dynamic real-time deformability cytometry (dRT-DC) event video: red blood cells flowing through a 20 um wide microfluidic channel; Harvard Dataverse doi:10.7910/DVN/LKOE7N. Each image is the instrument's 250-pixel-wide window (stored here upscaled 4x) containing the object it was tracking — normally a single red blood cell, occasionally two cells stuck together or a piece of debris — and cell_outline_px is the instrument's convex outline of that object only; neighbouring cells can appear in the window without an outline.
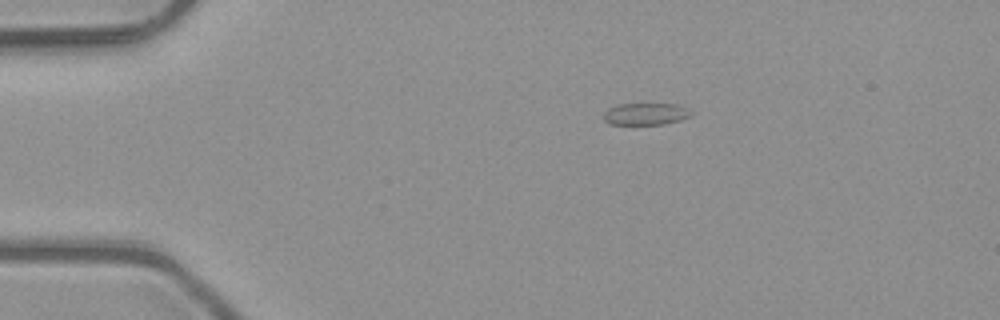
{"species": "common noctule bat (a hibernating species)", "species_latin": "Nyctalus noctula", "temperature_condition": "room temperature", "stored_images_in_passage": 3, "camera_frame_rate_fps": 3000, "um_per_image_px": 0.085, "animal": {"sex": "male", "body_mass_g": 23.1, "forearm_length_mm": 52.7}, "frame": {"image": 1, "passage_image": 1, "time_ms": 0.0, "image_size_px": [1000, 320], "cell_outline_px": [[692, 116], [680, 120], [664, 124], [608, 124], [604, 120], [604, 112], [608, 108], [616, 104], [680, 104], [688, 108], [692, 112]], "centroid_in_image_um": [54.9, 9.68], "position_along_channel_um": 30.1, "area_um2": 11.33}}